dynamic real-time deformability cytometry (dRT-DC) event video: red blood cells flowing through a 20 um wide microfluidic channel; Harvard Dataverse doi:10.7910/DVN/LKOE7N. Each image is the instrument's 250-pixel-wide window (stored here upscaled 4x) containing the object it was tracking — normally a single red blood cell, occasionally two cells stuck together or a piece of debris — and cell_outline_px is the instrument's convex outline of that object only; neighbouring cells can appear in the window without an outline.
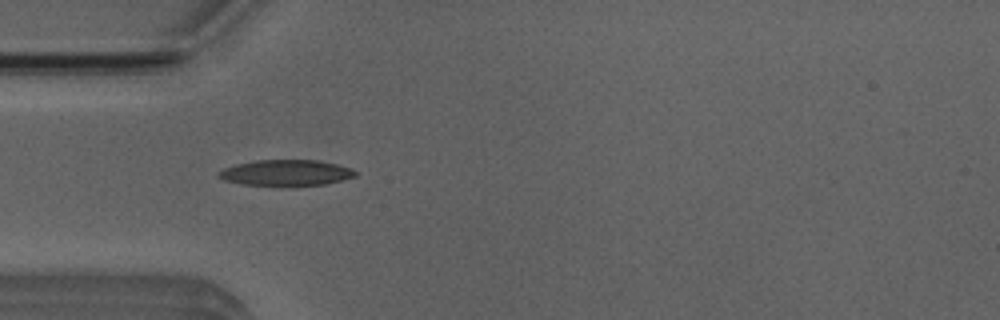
{"species": "Egyptian fruit bat (a non-hibernating species)", "species_latin": "Rousettus aegyptiacus", "temperature_condition": "room temperature", "stored_images_in_passage": 4, "camera_frame_rate_fps": 3000, "um_per_image_px": 0.085, "animal": {"sex": "male"}, "frame": {"image": 1, "passage_image": 3, "time_ms": 2.667, "image_size_px": [1000, 320], "cell_outline_px": [[356, 176], [324, 184], [244, 184], [224, 180], [216, 176], [216, 172], [224, 168], [236, 164], [256, 160], [320, 160], [352, 168], [356, 172]], "centroid_in_image_um": [24.28, 14.65], "position_along_channel_um": 60.7, "area_um2": 20.11}}